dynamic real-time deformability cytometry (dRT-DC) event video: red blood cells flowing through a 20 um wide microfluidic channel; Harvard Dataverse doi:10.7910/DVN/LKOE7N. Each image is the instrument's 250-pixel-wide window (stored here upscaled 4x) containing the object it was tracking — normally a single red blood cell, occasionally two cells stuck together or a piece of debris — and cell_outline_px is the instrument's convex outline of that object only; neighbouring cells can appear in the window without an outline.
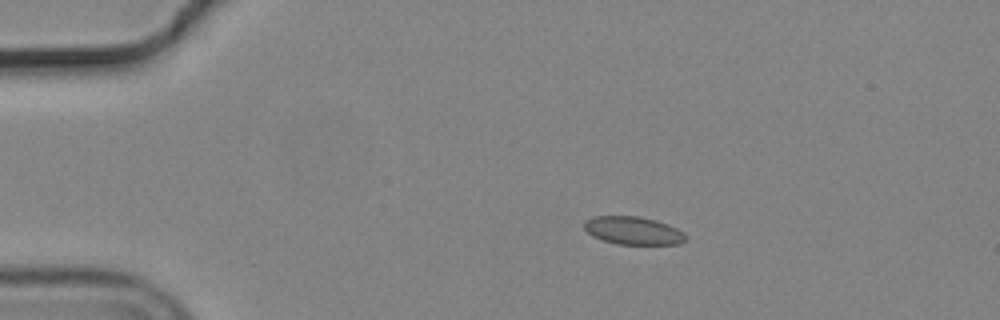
{"species": "common noctule bat (a hibernating species)", "species_latin": "Nyctalus noctula", "temperature_condition": "cold", "stored_images_in_passage": 46, "camera_frame_rate_fps": 3000, "um_per_image_px": 0.085, "animal": {"sex": "male", "body_mass_g": 19.2, "forearm_length_mm": 51.8}, "frame": {"image": 1, "passage_image": 1, "time_ms": 0.0, "image_size_px": [1000, 320], "cell_outline_px": [[688, 236], [680, 244], [616, 244], [592, 236], [584, 228], [584, 220], [596, 216], [640, 216], [656, 220], [668, 224], [684, 232]], "centroid_in_image_um": [53.83, 19.59], "position_along_channel_um": 31.2, "area_um2": 16.59}}
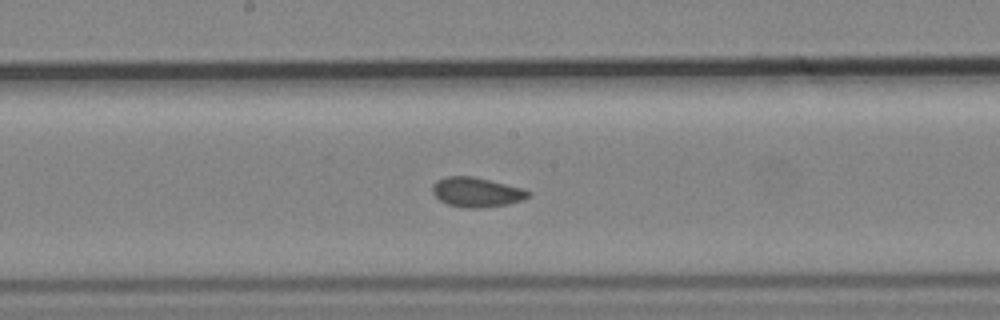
{"frame": {"image": 2, "passage_image": 20, "time_ms": 6.333, "image_size_px": [1000, 320], "cell_outline_px": [[528, 196], [520, 200], [508, 204], [476, 208], [464, 208], [448, 204], [440, 200], [432, 192], [432, 184], [436, 180], [444, 176], [472, 176], [524, 188], [528, 192]], "centroid_in_image_um": [40.45, 16.32], "position_along_channel_um": 207.8, "area_um2": 16.42}}
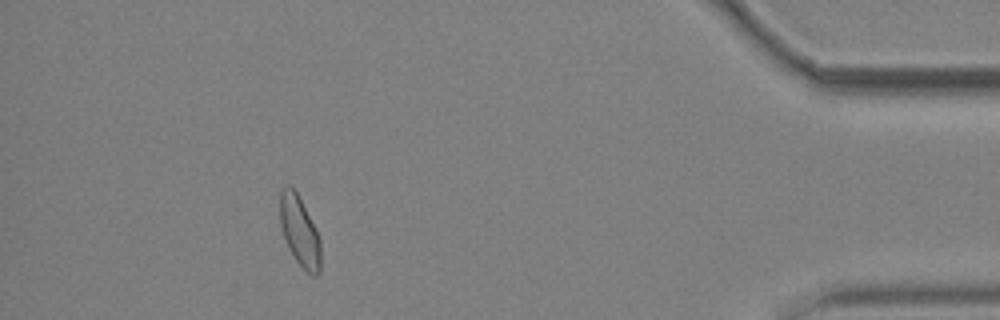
{"frame": {"image": 3, "passage_image": 41, "time_ms": 13.333, "image_size_px": [1000, 320], "cell_outline_px": [[320, 272], [316, 276], [312, 276], [292, 256], [288, 248], [280, 224], [280, 192], [288, 184], [296, 192], [316, 228], [320, 240]], "centroid_in_image_um": [25.47, 19.68], "position_along_channel_um": 409.7, "area_um2": 16.42}, "authors_computed_cell_mechanics": {"area_um2": 16.5019, "velocity_mm_per_s": 3.6815, "shape_relaxation_time_tau1_ms": 5.5665, "shape_relaxation_time_tau2_ms": 1.6359, "deformation_change_tau1": 0.0758, "deformation_change_tau2": 0.0466}}